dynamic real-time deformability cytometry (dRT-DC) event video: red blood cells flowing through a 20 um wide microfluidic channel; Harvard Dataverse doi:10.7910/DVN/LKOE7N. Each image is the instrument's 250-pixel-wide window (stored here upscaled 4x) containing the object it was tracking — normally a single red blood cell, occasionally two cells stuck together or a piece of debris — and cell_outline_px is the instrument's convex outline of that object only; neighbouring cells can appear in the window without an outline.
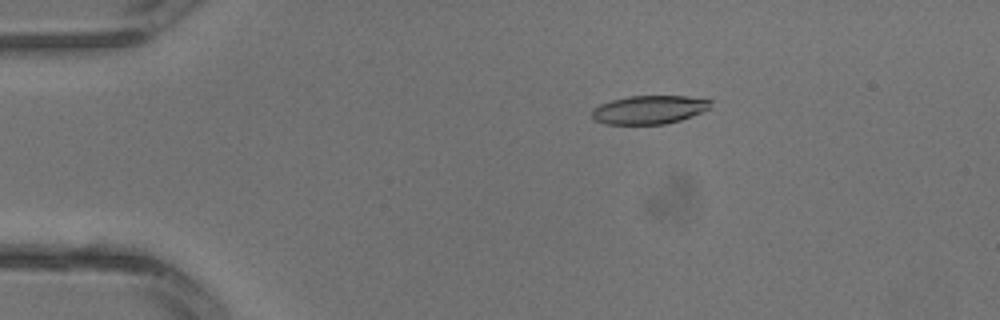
{"species": "common noctule bat (a hibernating species)", "species_latin": "Nyctalus noctula", "temperature_condition": "warm", "stored_images_in_passage": 2, "camera_frame_rate_fps": 3000, "um_per_image_px": 0.085, "animal": {"sex": "male", "body_mass_g": 13.3}, "frame": {"image": 1, "passage_image": 1, "time_ms": 0.0, "image_size_px": [1000, 320], "cell_outline_px": [[712, 100], [708, 108], [692, 116], [680, 120], [664, 124], [608, 124], [596, 120], [592, 116], [592, 108], [600, 104], [612, 100], [628, 96], [688, 96]], "centroid_in_image_um": [55.16, 9.32], "position_along_channel_um": 29.8, "area_um2": 19.54}}
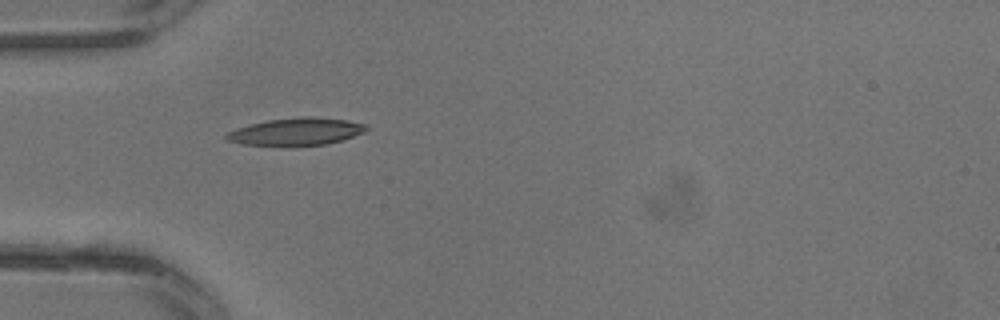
{"frame": {"image": 2, "passage_image": 2, "time_ms": 0.333, "image_size_px": [1000, 320], "cell_outline_px": [[368, 128], [364, 132], [328, 144], [288, 148], [240, 144], [228, 140], [224, 136], [228, 132], [236, 128], [268, 120], [308, 116], [312, 116], [348, 120], [364, 124]], "centroid_in_image_um": [25.14, 11.23], "position_along_channel_um": 59.9, "area_um2": 22.83}}